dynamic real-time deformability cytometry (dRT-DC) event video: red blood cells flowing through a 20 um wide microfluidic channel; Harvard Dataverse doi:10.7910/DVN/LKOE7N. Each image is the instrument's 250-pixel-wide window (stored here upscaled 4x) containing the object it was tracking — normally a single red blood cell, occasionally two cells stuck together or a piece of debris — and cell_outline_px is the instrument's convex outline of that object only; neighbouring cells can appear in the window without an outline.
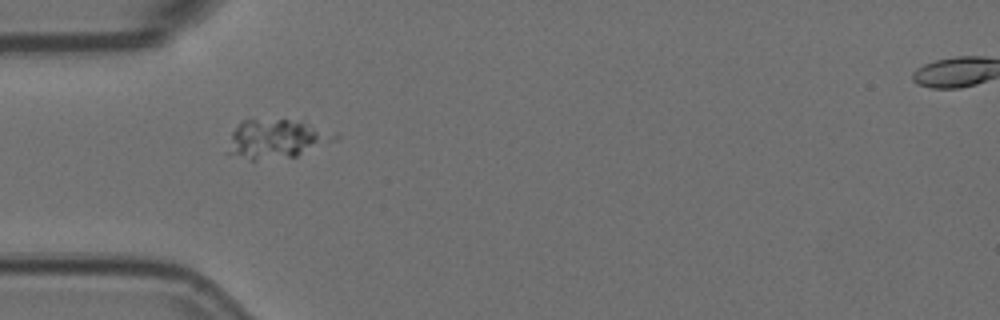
{"species": "Egyptian fruit bat (a non-hibernating species)", "species_latin": "Rousettus aegyptiacus", "temperature_condition": "room temperature", "stored_images_in_passage": 40, "camera_frame_rate_fps": 3000, "um_per_image_px": 0.085, "animal": {"sex": "female"}, "frame": {"image": 1, "passage_image": 1, "time_ms": 0.0, "image_size_px": [1000, 320], "cell_outline_px": [[340, 136], [336, 140], [296, 156], [252, 160], [224, 152], [232, 132], [240, 120], [288, 120], [304, 124]], "centroid_in_image_um": [23.39, 11.83], "position_along_channel_um": 61.6, "area_um2": 23.52}}
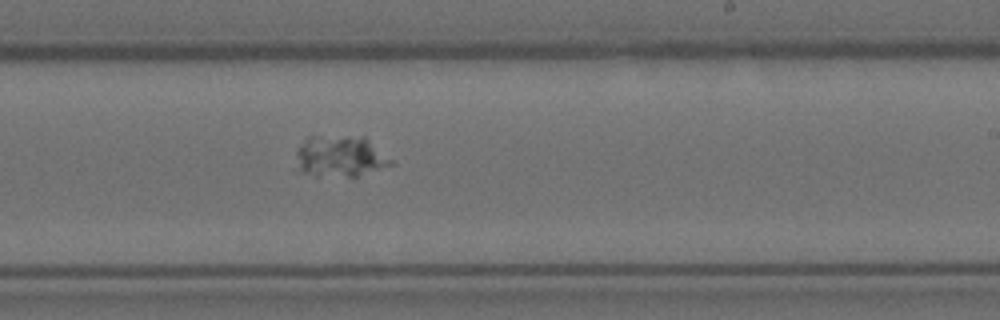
{"frame": {"image": 2, "passage_image": 18, "time_ms": 5.667, "image_size_px": [1000, 320], "cell_outline_px": [[392, 164], [356, 176], [316, 176], [300, 172], [296, 152], [312, 136], [364, 136], [392, 160]], "centroid_in_image_um": [28.92, 13.29], "position_along_channel_um": 260.1, "area_um2": 22.2}}
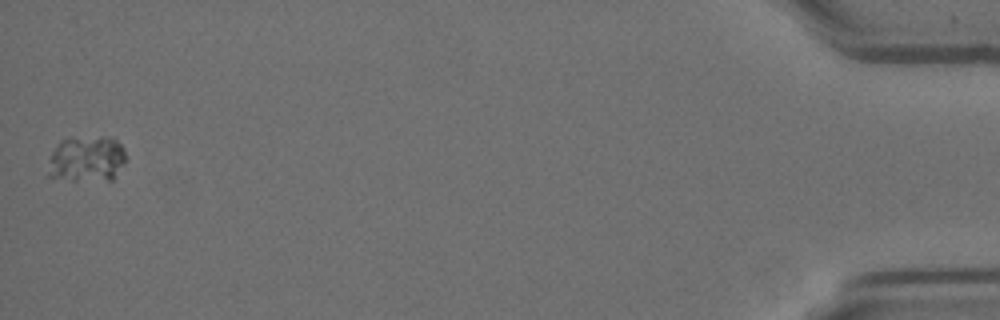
{"frame": {"image": 3, "passage_image": 40, "time_ms": 13.0, "image_size_px": [1000, 320], "cell_outline_px": [[124, 160], [112, 180], [72, 180], [48, 176], [48, 172], [52, 152], [56, 144], [60, 140], [72, 136], [104, 136], [116, 140], [124, 148]], "centroid_in_image_um": [7.34, 13.47], "position_along_channel_um": 427.9, "area_um2": 20.87}}